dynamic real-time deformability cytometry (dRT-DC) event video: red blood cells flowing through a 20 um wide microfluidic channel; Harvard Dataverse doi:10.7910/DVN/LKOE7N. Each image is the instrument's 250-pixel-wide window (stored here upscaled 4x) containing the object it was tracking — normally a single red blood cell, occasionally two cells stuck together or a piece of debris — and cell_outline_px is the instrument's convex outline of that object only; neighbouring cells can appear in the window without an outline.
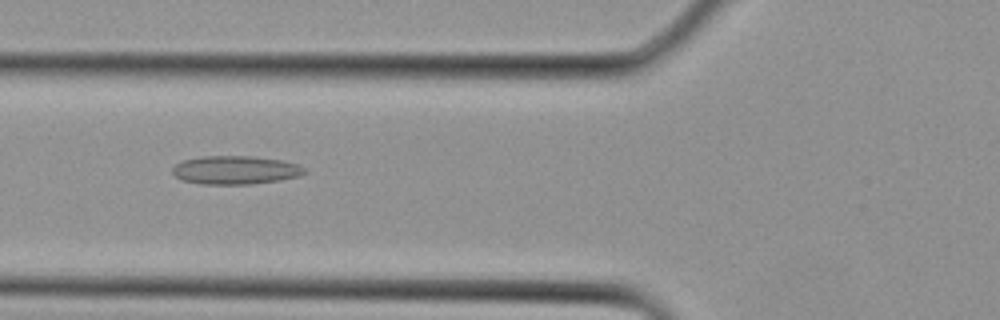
{"species": "Egyptian fruit bat (a non-hibernating species)", "species_latin": "Rousettus aegyptiacus", "temperature_condition": "cold", "stored_images_in_passage": 12, "camera_frame_rate_fps": 3000, "um_per_image_px": 0.085, "animal": {"sex": "female"}, "frame": {"image": 1, "passage_image": 3, "time_ms": 0.667, "image_size_px": [1000, 320], "cell_outline_px": [[308, 172], [300, 176], [280, 180], [252, 184], [204, 184], [180, 180], [172, 172], [172, 168], [176, 164], [184, 160], [204, 156], [252, 156], [284, 160], [296, 164], [304, 168]], "centroid_in_image_um": [20.03, 14.45], "position_along_channel_um": 105.8, "area_um2": 21.96}}
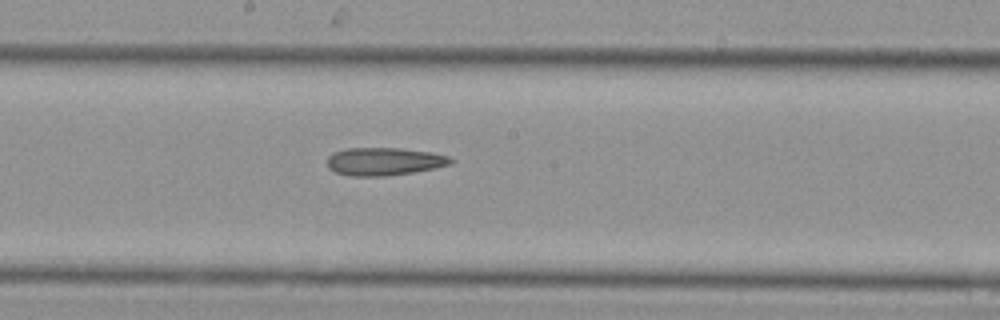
{"frame": {"image": 2, "passage_image": 8, "time_ms": 2.333, "image_size_px": [1000, 320], "cell_outline_px": [[456, 160], [452, 164], [436, 168], [388, 176], [352, 176], [336, 172], [328, 168], [328, 156], [332, 152], [348, 148], [400, 148], [428, 152], [448, 156]], "centroid_in_image_um": [32.66, 13.72], "position_along_channel_um": 215.5, "area_um2": 20.11}}
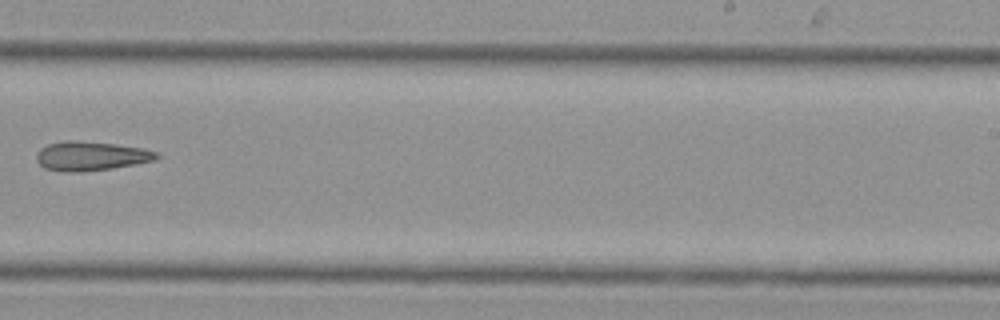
{"frame": {"image": 3, "passage_image": 11, "time_ms": 3.333, "image_size_px": [1000, 320], "cell_outline_px": [[160, 156], [156, 160], [112, 168], [72, 172], [68, 172], [44, 168], [36, 160], [36, 156], [40, 148], [48, 144], [64, 140], [76, 140], [116, 144], [144, 148], [160, 152]], "centroid_in_image_um": [7.75, 13.24], "position_along_channel_um": 281.2, "area_um2": 20.46}}